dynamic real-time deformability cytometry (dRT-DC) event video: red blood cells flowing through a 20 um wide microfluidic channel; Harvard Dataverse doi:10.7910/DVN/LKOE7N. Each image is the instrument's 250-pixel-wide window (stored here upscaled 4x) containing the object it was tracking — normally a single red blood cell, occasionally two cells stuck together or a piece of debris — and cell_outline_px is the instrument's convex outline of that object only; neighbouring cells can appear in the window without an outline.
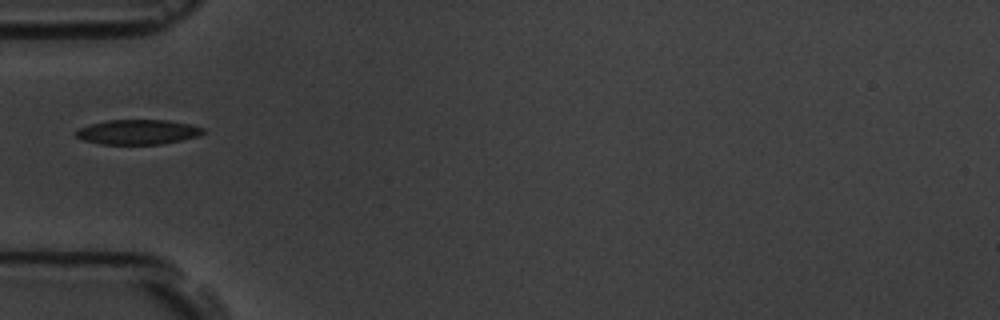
{"species": "common noctule bat (a hibernating species)", "species_latin": "Nyctalus noctula", "temperature_condition": "room temperature", "stored_images_in_passage": 7, "camera_frame_rate_fps": 3000, "um_per_image_px": 0.085, "animal": {"sex": "male", "body_mass_g": 19.5, "forearm_length_mm": 54.6}, "frame": {"image": 1, "passage_image": 4, "time_ms": 4.333, "image_size_px": [1000, 320], "cell_outline_px": [[204, 132], [200, 136], [160, 144], [100, 144], [84, 140], [76, 136], [76, 132], [80, 128], [92, 124], [108, 120], [168, 120], [192, 124], [204, 128]], "centroid_in_image_um": [11.77, 11.22], "position_along_channel_um": 73.2, "area_um2": 18.26}}
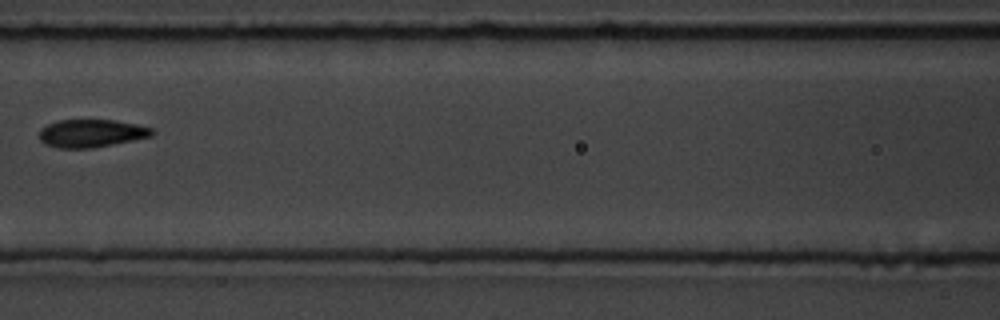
{"frame": {"image": 2, "passage_image": 6, "time_ms": 6.667, "image_size_px": [1000, 320], "cell_outline_px": [[156, 132], [152, 136], [92, 148], [60, 148], [44, 144], [40, 140], [40, 128], [48, 124], [60, 120], [116, 120], [136, 124], [152, 128]], "centroid_in_image_um": [7.77, 11.33], "position_along_channel_um": 158.8, "area_um2": 18.26}}
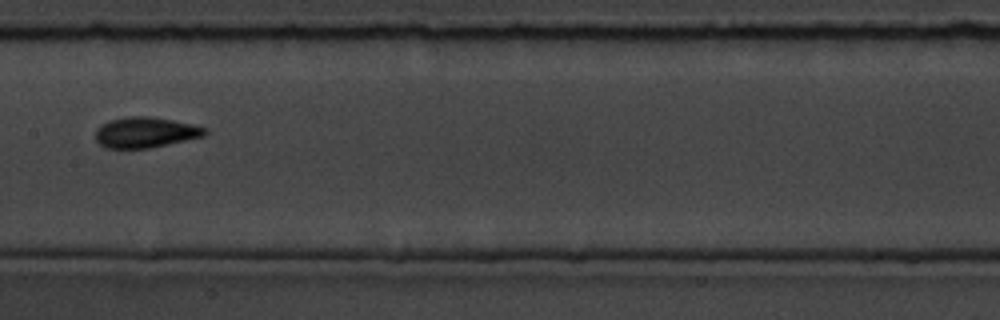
{"frame": {"image": 3, "passage_image": 7, "time_ms": 7.667, "image_size_px": [1000, 320], "cell_outline_px": [[208, 132], [204, 136], [148, 148], [104, 148], [96, 140], [96, 128], [100, 124], [112, 120], [128, 116], [148, 116], [196, 124], [208, 128]], "centroid_in_image_um": [12.38, 11.24], "position_along_channel_um": 195.0, "area_um2": 19.54}}